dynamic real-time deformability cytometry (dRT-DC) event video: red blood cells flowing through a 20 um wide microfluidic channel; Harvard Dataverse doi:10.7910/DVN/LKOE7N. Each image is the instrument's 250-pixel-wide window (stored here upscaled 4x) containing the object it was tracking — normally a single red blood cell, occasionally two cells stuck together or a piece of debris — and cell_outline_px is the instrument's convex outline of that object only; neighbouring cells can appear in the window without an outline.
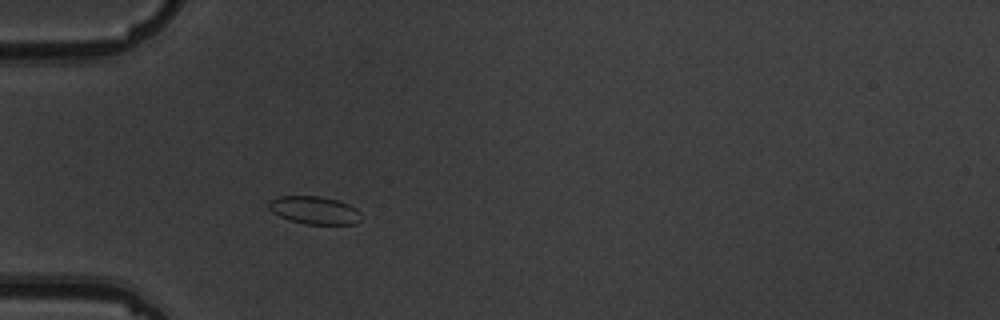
{"species": "common noctule bat (a hibernating species)", "species_latin": "Nyctalus noctula", "temperature_condition": "warm", "stored_images_in_passage": 4, "camera_frame_rate_fps": 3000, "um_per_image_px": 0.085, "animal": {"sex": "male", "body_mass_g": 19.5, "forearm_length_mm": 54.6}, "frame": {"image": 1, "passage_image": 4, "time_ms": 3.667, "image_size_px": [1000, 320], "cell_outline_px": [[360, 220], [356, 224], [304, 224], [288, 220], [272, 212], [268, 208], [268, 200], [276, 196], [320, 196], [336, 200], [348, 204], [356, 208], [360, 212]], "centroid_in_image_um": [26.68, 17.86], "position_along_channel_um": 58.3, "area_um2": 15.14}}